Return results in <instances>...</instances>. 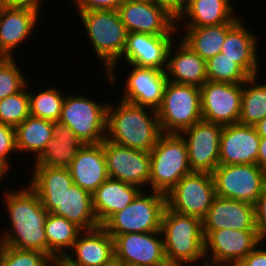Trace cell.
I'll list each match as a JSON object with an SVG mask.
<instances>
[{"label":"cell","instance_id":"7a4b0ae2","mask_svg":"<svg viewBox=\"0 0 266 266\" xmlns=\"http://www.w3.org/2000/svg\"><path fill=\"white\" fill-rule=\"evenodd\" d=\"M10 230L1 233L4 246L38 250L47 254L45 222L48 212L36 192L28 185L21 190H9L4 194Z\"/></svg>","mask_w":266,"mask_h":266},{"label":"cell","instance_id":"d4e9b609","mask_svg":"<svg viewBox=\"0 0 266 266\" xmlns=\"http://www.w3.org/2000/svg\"><path fill=\"white\" fill-rule=\"evenodd\" d=\"M68 169L73 184L93 194L109 178L102 143L85 144Z\"/></svg>","mask_w":266,"mask_h":266},{"label":"cell","instance_id":"e575fe53","mask_svg":"<svg viewBox=\"0 0 266 266\" xmlns=\"http://www.w3.org/2000/svg\"><path fill=\"white\" fill-rule=\"evenodd\" d=\"M207 79L212 82L243 83L250 76L221 52L206 61Z\"/></svg>","mask_w":266,"mask_h":266},{"label":"cell","instance_id":"f6af8a7d","mask_svg":"<svg viewBox=\"0 0 266 266\" xmlns=\"http://www.w3.org/2000/svg\"><path fill=\"white\" fill-rule=\"evenodd\" d=\"M256 164L262 169L266 168V137H260V145Z\"/></svg>","mask_w":266,"mask_h":266},{"label":"cell","instance_id":"484cf974","mask_svg":"<svg viewBox=\"0 0 266 266\" xmlns=\"http://www.w3.org/2000/svg\"><path fill=\"white\" fill-rule=\"evenodd\" d=\"M242 20H238L227 32L221 53L234 60L250 77L259 74L258 38ZM258 55V56H257Z\"/></svg>","mask_w":266,"mask_h":266},{"label":"cell","instance_id":"681fc988","mask_svg":"<svg viewBox=\"0 0 266 266\" xmlns=\"http://www.w3.org/2000/svg\"><path fill=\"white\" fill-rule=\"evenodd\" d=\"M103 266H123V264L120 261H118L116 258H114L107 264H104Z\"/></svg>","mask_w":266,"mask_h":266},{"label":"cell","instance_id":"44dd1931","mask_svg":"<svg viewBox=\"0 0 266 266\" xmlns=\"http://www.w3.org/2000/svg\"><path fill=\"white\" fill-rule=\"evenodd\" d=\"M219 229L257 231L255 205L216 196L202 219V231Z\"/></svg>","mask_w":266,"mask_h":266},{"label":"cell","instance_id":"816d5d0a","mask_svg":"<svg viewBox=\"0 0 266 266\" xmlns=\"http://www.w3.org/2000/svg\"><path fill=\"white\" fill-rule=\"evenodd\" d=\"M123 1H130V2H153V0H123Z\"/></svg>","mask_w":266,"mask_h":266},{"label":"cell","instance_id":"60d3db41","mask_svg":"<svg viewBox=\"0 0 266 266\" xmlns=\"http://www.w3.org/2000/svg\"><path fill=\"white\" fill-rule=\"evenodd\" d=\"M255 225L260 242H266V187L255 204Z\"/></svg>","mask_w":266,"mask_h":266},{"label":"cell","instance_id":"7dc6e473","mask_svg":"<svg viewBox=\"0 0 266 266\" xmlns=\"http://www.w3.org/2000/svg\"><path fill=\"white\" fill-rule=\"evenodd\" d=\"M52 266H76L65 257H55Z\"/></svg>","mask_w":266,"mask_h":266},{"label":"cell","instance_id":"f546056e","mask_svg":"<svg viewBox=\"0 0 266 266\" xmlns=\"http://www.w3.org/2000/svg\"><path fill=\"white\" fill-rule=\"evenodd\" d=\"M239 20L238 16L229 23L205 27H184L185 42L202 59L208 60L221 52L228 30Z\"/></svg>","mask_w":266,"mask_h":266},{"label":"cell","instance_id":"d6a6232c","mask_svg":"<svg viewBox=\"0 0 266 266\" xmlns=\"http://www.w3.org/2000/svg\"><path fill=\"white\" fill-rule=\"evenodd\" d=\"M258 77L243 82L240 124L255 125L266 117V83H258Z\"/></svg>","mask_w":266,"mask_h":266},{"label":"cell","instance_id":"ac0fdd59","mask_svg":"<svg viewBox=\"0 0 266 266\" xmlns=\"http://www.w3.org/2000/svg\"><path fill=\"white\" fill-rule=\"evenodd\" d=\"M131 71L125 80L120 96L122 101L137 106L157 110L164 96L167 84L166 71L156 68L137 67L130 65Z\"/></svg>","mask_w":266,"mask_h":266},{"label":"cell","instance_id":"83f0119b","mask_svg":"<svg viewBox=\"0 0 266 266\" xmlns=\"http://www.w3.org/2000/svg\"><path fill=\"white\" fill-rule=\"evenodd\" d=\"M232 0H191L176 18V27H205L231 22L237 15ZM187 18H186V17ZM187 19V20H186ZM184 21V22H183ZM183 22V25H181ZM181 25V27H180ZM181 28V29H180Z\"/></svg>","mask_w":266,"mask_h":266},{"label":"cell","instance_id":"1f68e13d","mask_svg":"<svg viewBox=\"0 0 266 266\" xmlns=\"http://www.w3.org/2000/svg\"><path fill=\"white\" fill-rule=\"evenodd\" d=\"M44 228L47 237V255L54 257H64L83 231L75 223L53 213H48Z\"/></svg>","mask_w":266,"mask_h":266},{"label":"cell","instance_id":"cb8c5ba5","mask_svg":"<svg viewBox=\"0 0 266 266\" xmlns=\"http://www.w3.org/2000/svg\"><path fill=\"white\" fill-rule=\"evenodd\" d=\"M176 40L179 41V44L175 43ZM176 40L171 44L168 51L167 80L173 83L201 87L208 80L206 60L202 59L180 38ZM172 50L175 52L173 53Z\"/></svg>","mask_w":266,"mask_h":266},{"label":"cell","instance_id":"7bdbcfd3","mask_svg":"<svg viewBox=\"0 0 266 266\" xmlns=\"http://www.w3.org/2000/svg\"><path fill=\"white\" fill-rule=\"evenodd\" d=\"M4 5L11 7H27L37 11L41 9V2L44 0H1Z\"/></svg>","mask_w":266,"mask_h":266},{"label":"cell","instance_id":"8992f818","mask_svg":"<svg viewBox=\"0 0 266 266\" xmlns=\"http://www.w3.org/2000/svg\"><path fill=\"white\" fill-rule=\"evenodd\" d=\"M149 189L166 195L184 176L192 173L188 148L177 133H162L150 151ZM151 187V188H150Z\"/></svg>","mask_w":266,"mask_h":266},{"label":"cell","instance_id":"ee69618b","mask_svg":"<svg viewBox=\"0 0 266 266\" xmlns=\"http://www.w3.org/2000/svg\"><path fill=\"white\" fill-rule=\"evenodd\" d=\"M153 2L164 7L175 18H178V0H153Z\"/></svg>","mask_w":266,"mask_h":266},{"label":"cell","instance_id":"f5cc1de1","mask_svg":"<svg viewBox=\"0 0 266 266\" xmlns=\"http://www.w3.org/2000/svg\"><path fill=\"white\" fill-rule=\"evenodd\" d=\"M4 243H3V235H0V253L3 249Z\"/></svg>","mask_w":266,"mask_h":266},{"label":"cell","instance_id":"5bb4252c","mask_svg":"<svg viewBox=\"0 0 266 266\" xmlns=\"http://www.w3.org/2000/svg\"><path fill=\"white\" fill-rule=\"evenodd\" d=\"M108 176L140 187L148 186L150 152L135 150L105 139L102 142ZM142 186V187H141Z\"/></svg>","mask_w":266,"mask_h":266},{"label":"cell","instance_id":"4fadbf2b","mask_svg":"<svg viewBox=\"0 0 266 266\" xmlns=\"http://www.w3.org/2000/svg\"><path fill=\"white\" fill-rule=\"evenodd\" d=\"M243 83L207 80L200 87L202 119L221 126L236 124L241 114Z\"/></svg>","mask_w":266,"mask_h":266},{"label":"cell","instance_id":"d6986e66","mask_svg":"<svg viewBox=\"0 0 266 266\" xmlns=\"http://www.w3.org/2000/svg\"><path fill=\"white\" fill-rule=\"evenodd\" d=\"M173 36L128 32L120 59L129 65L166 71L168 51L175 41Z\"/></svg>","mask_w":266,"mask_h":266},{"label":"cell","instance_id":"30bf717a","mask_svg":"<svg viewBox=\"0 0 266 266\" xmlns=\"http://www.w3.org/2000/svg\"><path fill=\"white\" fill-rule=\"evenodd\" d=\"M212 176L216 196L253 205L266 187L265 170L257 164H219Z\"/></svg>","mask_w":266,"mask_h":266},{"label":"cell","instance_id":"603a6c76","mask_svg":"<svg viewBox=\"0 0 266 266\" xmlns=\"http://www.w3.org/2000/svg\"><path fill=\"white\" fill-rule=\"evenodd\" d=\"M64 257L76 266H103L114 259V240L99 226L83 230Z\"/></svg>","mask_w":266,"mask_h":266},{"label":"cell","instance_id":"e0dca14e","mask_svg":"<svg viewBox=\"0 0 266 266\" xmlns=\"http://www.w3.org/2000/svg\"><path fill=\"white\" fill-rule=\"evenodd\" d=\"M118 12L127 32L152 35L179 34L176 18L154 2L124 1Z\"/></svg>","mask_w":266,"mask_h":266},{"label":"cell","instance_id":"b9f144b4","mask_svg":"<svg viewBox=\"0 0 266 266\" xmlns=\"http://www.w3.org/2000/svg\"><path fill=\"white\" fill-rule=\"evenodd\" d=\"M258 245L237 266H266V248Z\"/></svg>","mask_w":266,"mask_h":266},{"label":"cell","instance_id":"52a82bcc","mask_svg":"<svg viewBox=\"0 0 266 266\" xmlns=\"http://www.w3.org/2000/svg\"><path fill=\"white\" fill-rule=\"evenodd\" d=\"M142 190L122 211L115 213L102 227L114 238L127 233H147L161 230L166 207L163 193Z\"/></svg>","mask_w":266,"mask_h":266},{"label":"cell","instance_id":"9a60e30c","mask_svg":"<svg viewBox=\"0 0 266 266\" xmlns=\"http://www.w3.org/2000/svg\"><path fill=\"white\" fill-rule=\"evenodd\" d=\"M222 128L219 124L202 119L180 133L187 144L192 172L212 174L219 165Z\"/></svg>","mask_w":266,"mask_h":266},{"label":"cell","instance_id":"f1b7e54d","mask_svg":"<svg viewBox=\"0 0 266 266\" xmlns=\"http://www.w3.org/2000/svg\"><path fill=\"white\" fill-rule=\"evenodd\" d=\"M52 139L45 151L33 162L34 166L69 168L84 143L74 132L59 121L53 122Z\"/></svg>","mask_w":266,"mask_h":266},{"label":"cell","instance_id":"4dcf8cb0","mask_svg":"<svg viewBox=\"0 0 266 266\" xmlns=\"http://www.w3.org/2000/svg\"><path fill=\"white\" fill-rule=\"evenodd\" d=\"M53 121L29 116L20 125L15 127L17 151L32 153L35 161L45 151L52 139Z\"/></svg>","mask_w":266,"mask_h":266},{"label":"cell","instance_id":"d590c367","mask_svg":"<svg viewBox=\"0 0 266 266\" xmlns=\"http://www.w3.org/2000/svg\"><path fill=\"white\" fill-rule=\"evenodd\" d=\"M26 85L21 91L0 100V123L17 127L30 116V100Z\"/></svg>","mask_w":266,"mask_h":266},{"label":"cell","instance_id":"8d00e7d4","mask_svg":"<svg viewBox=\"0 0 266 266\" xmlns=\"http://www.w3.org/2000/svg\"><path fill=\"white\" fill-rule=\"evenodd\" d=\"M53 255L38 250H27L3 246L0 266H52Z\"/></svg>","mask_w":266,"mask_h":266},{"label":"cell","instance_id":"74e56055","mask_svg":"<svg viewBox=\"0 0 266 266\" xmlns=\"http://www.w3.org/2000/svg\"><path fill=\"white\" fill-rule=\"evenodd\" d=\"M15 57H0V100L21 91L27 84Z\"/></svg>","mask_w":266,"mask_h":266},{"label":"cell","instance_id":"c3c4849f","mask_svg":"<svg viewBox=\"0 0 266 266\" xmlns=\"http://www.w3.org/2000/svg\"><path fill=\"white\" fill-rule=\"evenodd\" d=\"M191 0H178V17L183 12L184 7L190 2Z\"/></svg>","mask_w":266,"mask_h":266},{"label":"cell","instance_id":"4316f807","mask_svg":"<svg viewBox=\"0 0 266 266\" xmlns=\"http://www.w3.org/2000/svg\"><path fill=\"white\" fill-rule=\"evenodd\" d=\"M140 187L108 178L92 194L93 210L100 226L125 209L142 191Z\"/></svg>","mask_w":266,"mask_h":266},{"label":"cell","instance_id":"8fae6325","mask_svg":"<svg viewBox=\"0 0 266 266\" xmlns=\"http://www.w3.org/2000/svg\"><path fill=\"white\" fill-rule=\"evenodd\" d=\"M202 233L206 266H237L262 244L257 231L219 229Z\"/></svg>","mask_w":266,"mask_h":266},{"label":"cell","instance_id":"836d02e7","mask_svg":"<svg viewBox=\"0 0 266 266\" xmlns=\"http://www.w3.org/2000/svg\"><path fill=\"white\" fill-rule=\"evenodd\" d=\"M28 94L31 116L59 121L65 95L57 87L46 88L38 93L28 89Z\"/></svg>","mask_w":266,"mask_h":266},{"label":"cell","instance_id":"7c38bea8","mask_svg":"<svg viewBox=\"0 0 266 266\" xmlns=\"http://www.w3.org/2000/svg\"><path fill=\"white\" fill-rule=\"evenodd\" d=\"M165 197L168 209L202 220L216 197L213 176L192 172L184 176Z\"/></svg>","mask_w":266,"mask_h":266},{"label":"cell","instance_id":"2e32d148","mask_svg":"<svg viewBox=\"0 0 266 266\" xmlns=\"http://www.w3.org/2000/svg\"><path fill=\"white\" fill-rule=\"evenodd\" d=\"M113 240L114 258L123 265L169 266L161 231L121 234Z\"/></svg>","mask_w":266,"mask_h":266},{"label":"cell","instance_id":"9c48e42d","mask_svg":"<svg viewBox=\"0 0 266 266\" xmlns=\"http://www.w3.org/2000/svg\"><path fill=\"white\" fill-rule=\"evenodd\" d=\"M75 93L65 95L59 122L69 127L85 144L106 139L108 103H100Z\"/></svg>","mask_w":266,"mask_h":266},{"label":"cell","instance_id":"f35d334b","mask_svg":"<svg viewBox=\"0 0 266 266\" xmlns=\"http://www.w3.org/2000/svg\"><path fill=\"white\" fill-rule=\"evenodd\" d=\"M18 153L16 147L15 127L0 123V167L10 171V155Z\"/></svg>","mask_w":266,"mask_h":266},{"label":"cell","instance_id":"bcb514c9","mask_svg":"<svg viewBox=\"0 0 266 266\" xmlns=\"http://www.w3.org/2000/svg\"><path fill=\"white\" fill-rule=\"evenodd\" d=\"M260 137H266V117L253 125Z\"/></svg>","mask_w":266,"mask_h":266},{"label":"cell","instance_id":"db71d44e","mask_svg":"<svg viewBox=\"0 0 266 266\" xmlns=\"http://www.w3.org/2000/svg\"><path fill=\"white\" fill-rule=\"evenodd\" d=\"M3 6H4V3L0 0V13H1L2 9H3Z\"/></svg>","mask_w":266,"mask_h":266},{"label":"cell","instance_id":"3957f363","mask_svg":"<svg viewBox=\"0 0 266 266\" xmlns=\"http://www.w3.org/2000/svg\"><path fill=\"white\" fill-rule=\"evenodd\" d=\"M118 102L115 106L109 102L107 107L106 139L150 152L162 134L157 111L122 100Z\"/></svg>","mask_w":266,"mask_h":266},{"label":"cell","instance_id":"7402d4cb","mask_svg":"<svg viewBox=\"0 0 266 266\" xmlns=\"http://www.w3.org/2000/svg\"><path fill=\"white\" fill-rule=\"evenodd\" d=\"M39 14V11L27 7L3 6L0 13V57H15L14 49L31 36L36 23L38 25Z\"/></svg>","mask_w":266,"mask_h":266},{"label":"cell","instance_id":"ab89813d","mask_svg":"<svg viewBox=\"0 0 266 266\" xmlns=\"http://www.w3.org/2000/svg\"><path fill=\"white\" fill-rule=\"evenodd\" d=\"M74 6L80 12H87L90 10H115L118 11L123 0H71Z\"/></svg>","mask_w":266,"mask_h":266},{"label":"cell","instance_id":"ffe728a7","mask_svg":"<svg viewBox=\"0 0 266 266\" xmlns=\"http://www.w3.org/2000/svg\"><path fill=\"white\" fill-rule=\"evenodd\" d=\"M260 136L253 125L240 123L223 126L219 164H256Z\"/></svg>","mask_w":266,"mask_h":266},{"label":"cell","instance_id":"277c9868","mask_svg":"<svg viewBox=\"0 0 266 266\" xmlns=\"http://www.w3.org/2000/svg\"><path fill=\"white\" fill-rule=\"evenodd\" d=\"M160 231L169 266H206L201 219L165 207Z\"/></svg>","mask_w":266,"mask_h":266},{"label":"cell","instance_id":"5b68a950","mask_svg":"<svg viewBox=\"0 0 266 266\" xmlns=\"http://www.w3.org/2000/svg\"><path fill=\"white\" fill-rule=\"evenodd\" d=\"M84 30L89 37L88 41L106 70L109 84L117 83L115 69L124 51L127 39V30L122 23L118 11L90 10L80 12L79 15Z\"/></svg>","mask_w":266,"mask_h":266},{"label":"cell","instance_id":"6da1fadb","mask_svg":"<svg viewBox=\"0 0 266 266\" xmlns=\"http://www.w3.org/2000/svg\"><path fill=\"white\" fill-rule=\"evenodd\" d=\"M33 167L28 184L48 213L64 217L82 230L100 226L94 214L92 194L73 184L68 168Z\"/></svg>","mask_w":266,"mask_h":266},{"label":"cell","instance_id":"ba28073f","mask_svg":"<svg viewBox=\"0 0 266 266\" xmlns=\"http://www.w3.org/2000/svg\"><path fill=\"white\" fill-rule=\"evenodd\" d=\"M156 111L162 133L180 134L202 120L200 87L167 81Z\"/></svg>","mask_w":266,"mask_h":266},{"label":"cell","instance_id":"f907efd6","mask_svg":"<svg viewBox=\"0 0 266 266\" xmlns=\"http://www.w3.org/2000/svg\"><path fill=\"white\" fill-rule=\"evenodd\" d=\"M6 174L8 173L2 167H0V182L2 181V179H5Z\"/></svg>","mask_w":266,"mask_h":266}]
</instances>
